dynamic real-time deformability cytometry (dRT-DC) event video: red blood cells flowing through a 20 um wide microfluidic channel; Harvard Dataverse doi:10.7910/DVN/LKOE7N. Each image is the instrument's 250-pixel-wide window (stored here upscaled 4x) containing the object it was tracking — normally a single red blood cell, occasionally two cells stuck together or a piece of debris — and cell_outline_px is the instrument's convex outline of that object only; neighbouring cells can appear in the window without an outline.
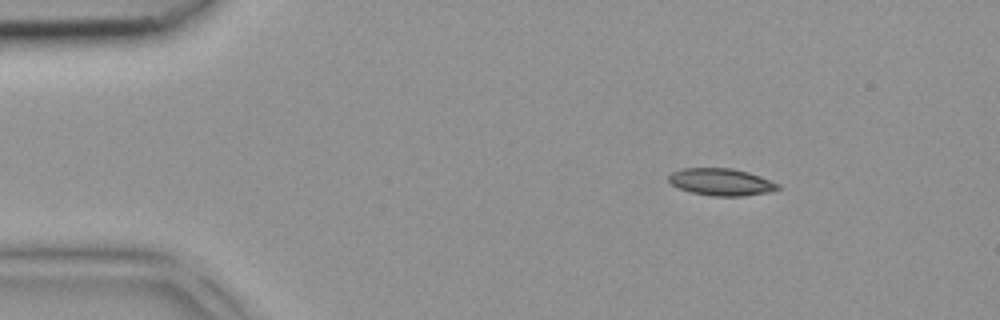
{"species": "common noctule bat (a hibernating species)", "species_latin": "Nyctalus noctula", "temperature_condition": "room temperature", "stored_images_in_passage": 4, "camera_frame_rate_fps": 3000, "um_per_image_px": 0.085, "animal": {"sex": "female", "body_mass_g": 18.4}, "frame": {"image": 1, "passage_image": 1, "time_ms": 0.0, "image_size_px": [1000, 320], "cell_outline_px": [[780, 188], [768, 192], [744, 196], [712, 196], [692, 192], [680, 188], [672, 184], [668, 180], [668, 176], [672, 172], [680, 168], [732, 168], [748, 172], [760, 176], [780, 184]], "centroid_in_image_um": [61.3, 15.46], "position_along_channel_um": 23.7, "area_um2": 17.22}}
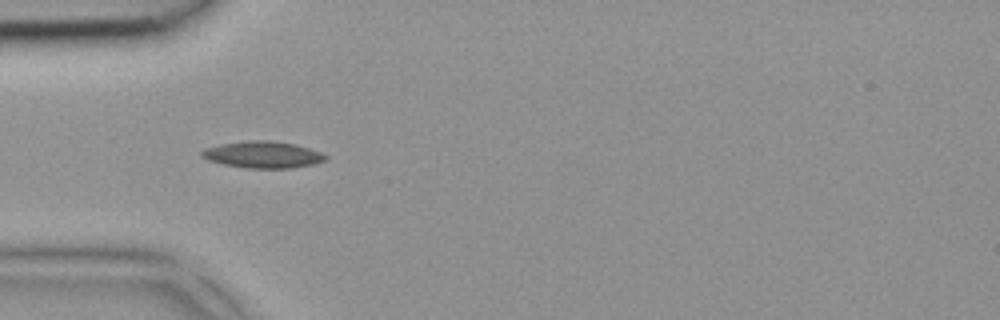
{"frame": {"image": 2, "passage_image": 3, "time_ms": 0.667, "image_size_px": [1000, 320], "cell_outline_px": [[328, 160], [312, 164], [292, 168], [244, 168], [224, 164], [208, 160], [200, 156], [200, 152], [208, 148], [220, 144], [248, 140], [272, 140], [296, 144], [320, 152], [328, 156]], "centroid_in_image_um": [22.36, 13.14], "position_along_channel_um": 62.6, "area_um2": 19.31}}